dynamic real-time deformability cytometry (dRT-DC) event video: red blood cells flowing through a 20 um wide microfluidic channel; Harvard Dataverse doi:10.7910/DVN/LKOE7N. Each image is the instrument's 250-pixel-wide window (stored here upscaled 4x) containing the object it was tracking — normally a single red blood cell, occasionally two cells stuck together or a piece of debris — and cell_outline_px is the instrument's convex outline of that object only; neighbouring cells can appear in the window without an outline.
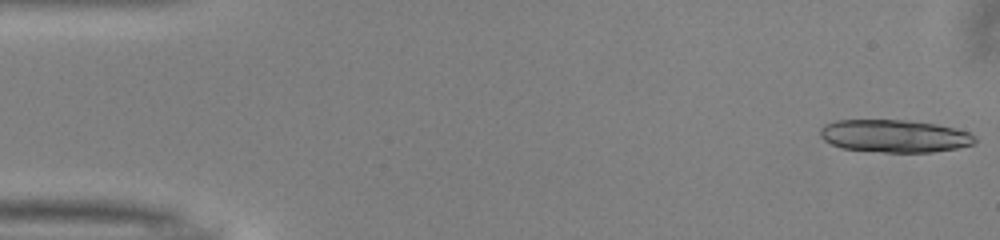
{"species": "common noctule bat (a hibernating species)", "species_latin": "Nyctalus noctula", "temperature_condition": "warm", "stored_images_in_passage": 50, "camera_frame_rate_fps": 3000, "um_per_image_px": 0.085, "animal": {"sex": "male", "body_mass_g": 13.0, "forearm_length_mm": 53.1}, "frame": {"image": 1, "passage_image": 1, "time_ms": 0.0, "image_size_px": [1000, 240], "cell_outline_px": [[976, 144], [956, 148], [932, 152], [884, 152], [840, 148], [824, 140], [820, 136], [820, 128], [824, 124], [836, 120], [908, 120], [936, 124], [968, 132], [976, 136]], "centroid_in_image_um": [76.02, 11.56], "position_along_channel_um": 9.0, "area_um2": 29.48}}
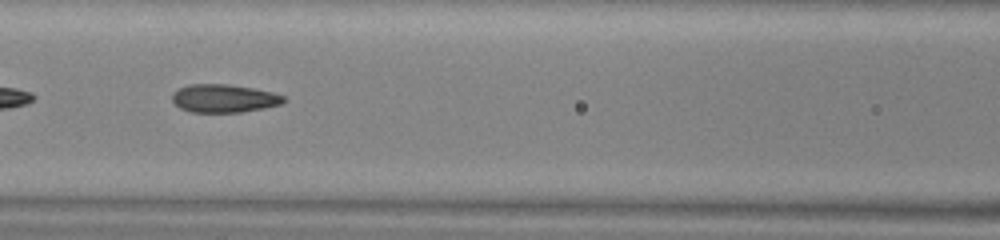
{"frame": {"image": 2, "passage_image": 22, "time_ms": 7.0, "image_size_px": [1000, 240], "cell_outline_px": [[288, 100], [280, 104], [264, 108], [240, 112], [192, 112], [180, 108], [172, 100], [172, 92], [188, 84], [228, 84], [252, 88], [272, 92], [284, 96]], "centroid_in_image_um": [19.03, 8.36], "position_along_channel_um": 147.6, "area_um2": 18.26}}
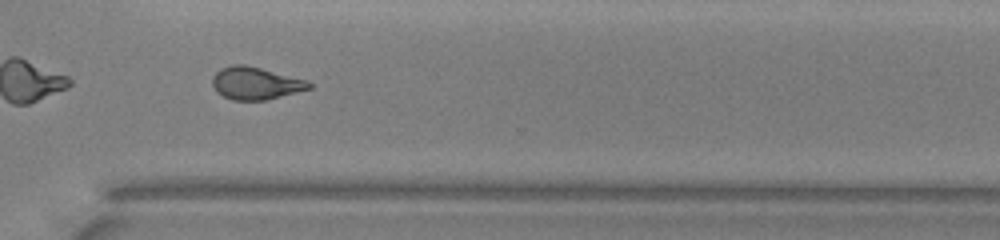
{"frame": {"image": 3, "passage_image": 37, "time_ms": 12.0, "image_size_px": [1000, 240], "cell_outline_px": [[312, 88], [264, 100], [232, 100], [216, 92], [212, 84], [212, 76], [220, 68], [232, 64], [244, 64], [308, 80], [312, 84]], "centroid_in_image_um": [21.7, 7.07], "position_along_channel_um": 348.9, "area_um2": 18.26}, "authors_computed_cell_mechanics": {"area_um2": 18.8139, "velocity_mm_per_s": 4.0318, "shape_relaxation_time_tau1_ms": 7.029, "shape_relaxation_time_tau2_ms": 1.4139, "deformation_change_tau1": 0.192, "deformation_change_tau2": 0.0808}}